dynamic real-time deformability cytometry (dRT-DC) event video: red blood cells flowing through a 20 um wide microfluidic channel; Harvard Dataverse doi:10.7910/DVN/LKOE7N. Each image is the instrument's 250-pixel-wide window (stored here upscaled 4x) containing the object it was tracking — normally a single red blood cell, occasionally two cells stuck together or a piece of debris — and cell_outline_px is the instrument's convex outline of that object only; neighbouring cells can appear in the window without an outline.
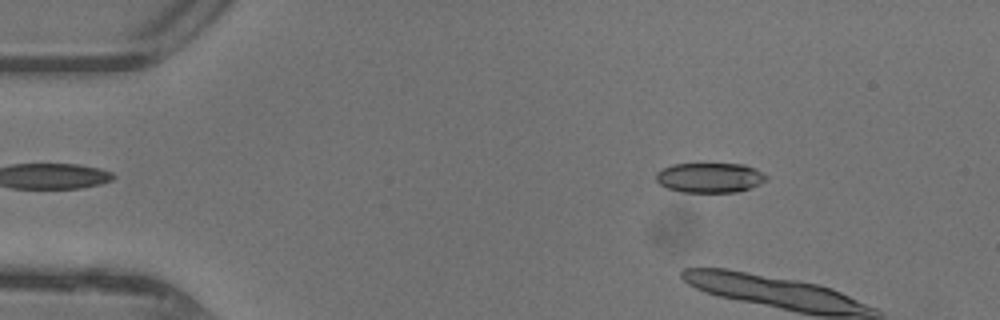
{"species": "common noctule bat (a hibernating species)", "species_latin": "Nyctalus noctula", "temperature_condition": "warm", "stored_images_in_passage": 5, "camera_frame_rate_fps": 3000, "um_per_image_px": 0.085, "animal": {"sex": "female"}, "frame": {"image": 1, "passage_image": 3, "time_ms": 0.667, "image_size_px": [1000, 320], "cell_outline_px": [[768, 180], [752, 188], [740, 192], [680, 192], [668, 188], [660, 184], [656, 180], [656, 172], [672, 164], [744, 164], [756, 168], [768, 176]], "centroid_in_image_um": [60.38, 15.11], "position_along_channel_um": 24.6, "area_um2": 19.42}}